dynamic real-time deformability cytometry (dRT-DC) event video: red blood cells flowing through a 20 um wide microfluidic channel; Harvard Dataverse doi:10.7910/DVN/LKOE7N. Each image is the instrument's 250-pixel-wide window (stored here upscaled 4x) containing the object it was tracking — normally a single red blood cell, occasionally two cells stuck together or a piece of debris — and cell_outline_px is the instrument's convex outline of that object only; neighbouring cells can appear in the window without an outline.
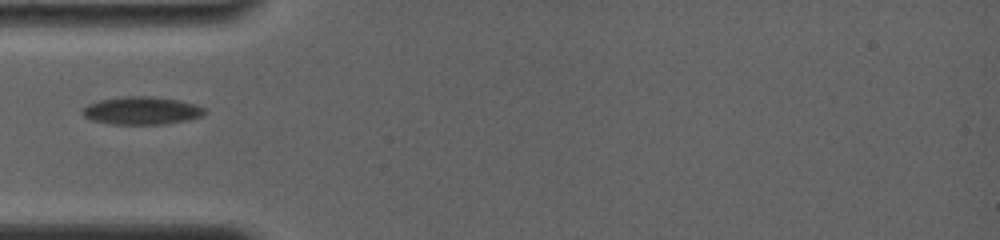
{"species": "common noctule bat (a hibernating species)", "species_latin": "Nyctalus noctula", "temperature_condition": "room temperature", "stored_images_in_passage": 16, "camera_frame_rate_fps": 4000, "um_per_image_px": 0.085, "animal": {"sex": "female", "body_mass_g": 19.0, "forearm_length_mm": 56.7}, "frame": {"image": 1, "passage_image": 1, "time_ms": 0.0, "image_size_px": [1000, 240], "cell_outline_px": [[204, 116], [188, 120], [164, 124], [112, 124], [92, 120], [84, 116], [80, 112], [80, 108], [88, 104], [100, 100], [124, 96], [152, 96], [176, 100], [196, 104], [204, 108]], "centroid_in_image_um": [12.01, 9.4], "position_along_channel_um": 73.0, "area_um2": 19.88}}
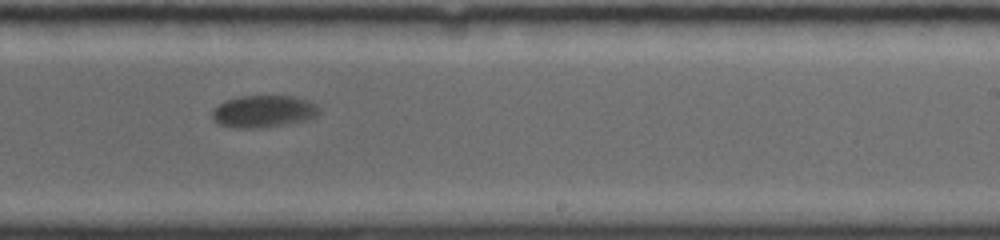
{"frame": {"image": 2, "passage_image": 9, "time_ms": 5.25, "image_size_px": [1000, 240], "cell_outline_px": [[320, 112], [316, 116], [308, 120], [260, 128], [236, 128], [220, 124], [212, 120], [212, 112], [224, 100], [240, 96], [292, 96], [308, 100], [316, 104], [320, 108]], "centroid_in_image_um": [22.42, 9.47], "position_along_channel_um": 266.6, "area_um2": 20.06}}
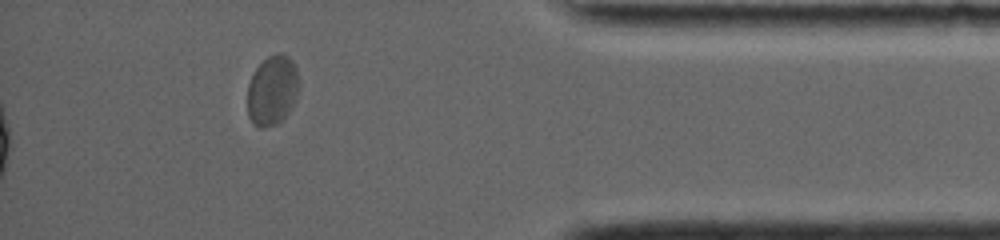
{"frame": {"image": 3, "passage_image": 16, "time_ms": 9.75, "image_size_px": [1000, 240], "cell_outline_px": [[296, 100], [288, 112], [276, 124], [264, 128], [260, 128], [252, 124], [248, 116], [248, 84], [256, 68], [268, 56], [280, 52], [288, 56], [292, 60], [296, 68]], "centroid_in_image_um": [23.11, 7.69], "position_along_channel_um": 412.1, "area_um2": 20.63}}